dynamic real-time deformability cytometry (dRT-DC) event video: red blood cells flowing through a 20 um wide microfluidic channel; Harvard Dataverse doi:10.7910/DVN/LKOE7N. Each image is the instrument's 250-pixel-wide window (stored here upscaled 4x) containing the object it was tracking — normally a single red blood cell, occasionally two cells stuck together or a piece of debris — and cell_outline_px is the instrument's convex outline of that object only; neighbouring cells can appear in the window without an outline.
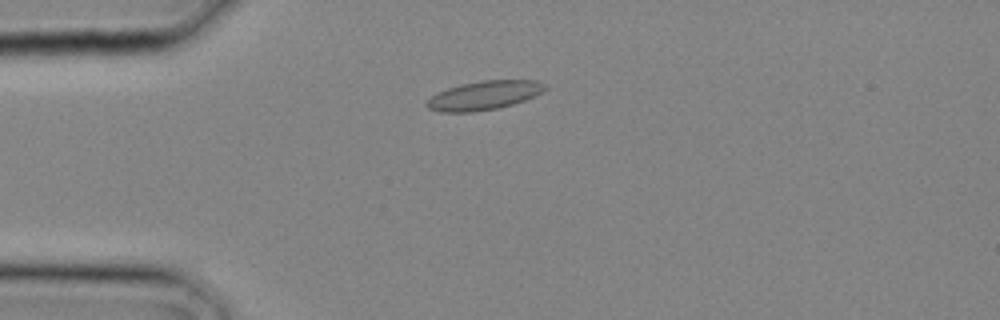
{"species": "common noctule bat (a hibernating species)", "species_latin": "Nyctalus noctula", "temperature_condition": "cold", "stored_images_in_passage": 9, "camera_frame_rate_fps": 3000, "um_per_image_px": 0.085, "animal": {"sex": "male", "body_mass_g": 20.4}, "frame": {"image": 1, "passage_image": 2, "time_ms": 0.333, "image_size_px": [1000, 320], "cell_outline_px": [[548, 88], [524, 100], [500, 108], [472, 112], [440, 112], [428, 108], [424, 104], [432, 96], [448, 88], [460, 84], [484, 80], [536, 80], [548, 84]], "centroid_in_image_um": [41.16, 8.1], "position_along_channel_um": 43.8, "area_um2": 19.83}}
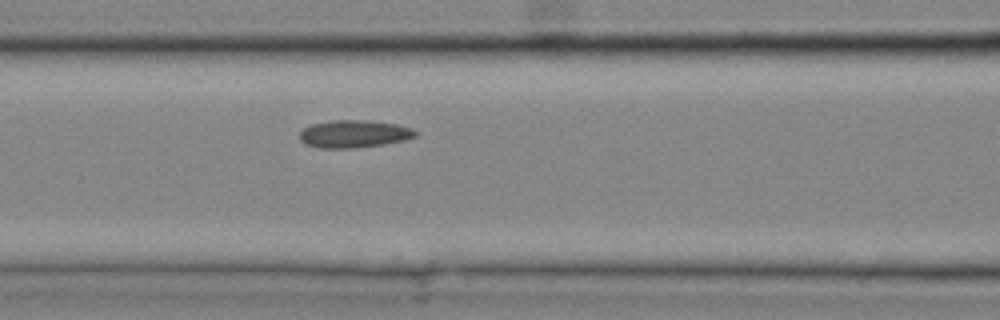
{"frame": {"image": 2, "passage_image": 7, "time_ms": 2.0, "image_size_px": [1000, 320], "cell_outline_px": [[416, 136], [404, 140], [384, 144], [352, 148], [320, 148], [304, 144], [300, 140], [300, 132], [304, 128], [312, 124], [332, 120], [368, 120], [396, 124], [412, 128], [416, 132]], "centroid_in_image_um": [30.07, 11.38], "position_along_channel_um": 136.5, "area_um2": 18.55}}
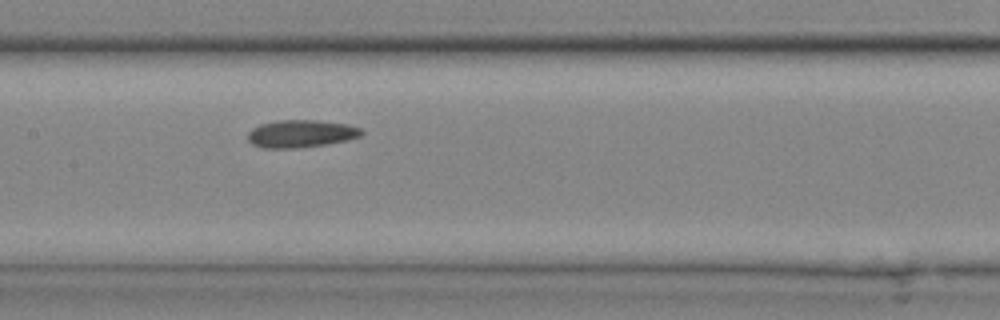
{"frame": {"image": 3, "passage_image": 9, "time_ms": 2.667, "image_size_px": [1000, 320], "cell_outline_px": [[364, 132], [360, 136], [348, 140], [324, 144], [296, 148], [260, 148], [252, 144], [248, 140], [248, 132], [252, 128], [260, 124], [276, 120], [316, 120], [348, 124], [360, 128]], "centroid_in_image_um": [25.56, 11.36], "position_along_channel_um": 181.8, "area_um2": 18.32}}